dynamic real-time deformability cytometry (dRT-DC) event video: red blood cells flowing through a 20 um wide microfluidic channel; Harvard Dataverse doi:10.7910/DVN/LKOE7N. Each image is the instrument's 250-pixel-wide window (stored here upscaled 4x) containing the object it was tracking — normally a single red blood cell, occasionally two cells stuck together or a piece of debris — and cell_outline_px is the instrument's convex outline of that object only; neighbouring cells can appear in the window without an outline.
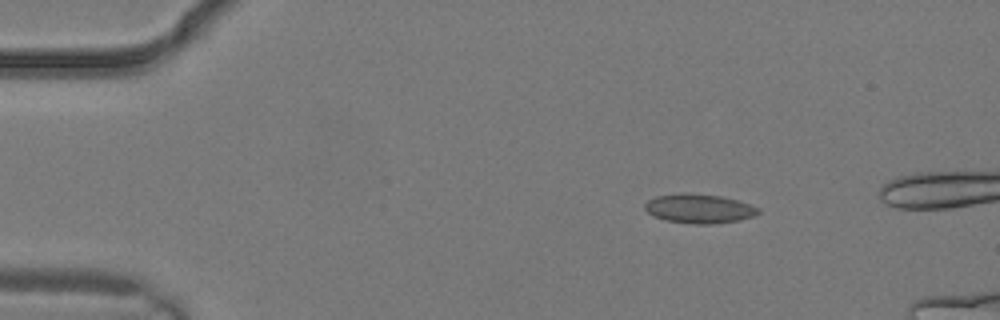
{"species": "common noctule bat (a hibernating species)", "species_latin": "Nyctalus noctula", "temperature_condition": "warm", "stored_images_in_passage": 2, "camera_frame_rate_fps": 3000, "um_per_image_px": 0.085, "animal": {"sex": "male", "body_mass_g": 19.2, "forearm_length_mm": 51.8}, "frame": {"image": 1, "passage_image": 1, "time_ms": 0.0, "image_size_px": [1000, 320], "cell_outline_px": [[760, 212], [756, 216], [740, 220], [712, 224], [692, 224], [664, 220], [652, 216], [644, 208], [644, 204], [648, 200], [656, 196], [684, 192], [720, 196], [736, 200], [760, 208]], "centroid_in_image_um": [59.41, 17.74], "position_along_channel_um": 25.6, "area_um2": 19.48}}